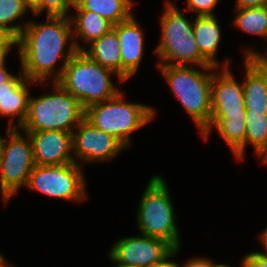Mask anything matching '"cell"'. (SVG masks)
Masks as SVG:
<instances>
[{
    "mask_svg": "<svg viewBox=\"0 0 267 267\" xmlns=\"http://www.w3.org/2000/svg\"><path fill=\"white\" fill-rule=\"evenodd\" d=\"M70 20L75 46L78 51H83L86 47L79 44L80 42L77 40L80 39L82 43L89 45L113 28V24L107 19L87 10H76V14L73 17L71 16Z\"/></svg>",
    "mask_w": 267,
    "mask_h": 267,
    "instance_id": "cell-19",
    "label": "cell"
},
{
    "mask_svg": "<svg viewBox=\"0 0 267 267\" xmlns=\"http://www.w3.org/2000/svg\"><path fill=\"white\" fill-rule=\"evenodd\" d=\"M157 67L170 85L171 94L178 98L201 133L210 123L211 81L215 69L219 68L202 66L201 71L191 65L160 64Z\"/></svg>",
    "mask_w": 267,
    "mask_h": 267,
    "instance_id": "cell-2",
    "label": "cell"
},
{
    "mask_svg": "<svg viewBox=\"0 0 267 267\" xmlns=\"http://www.w3.org/2000/svg\"><path fill=\"white\" fill-rule=\"evenodd\" d=\"M253 50V49H246L243 53L245 56L244 58H256L257 60L267 63V55L259 53L260 51ZM267 53V52H266Z\"/></svg>",
    "mask_w": 267,
    "mask_h": 267,
    "instance_id": "cell-34",
    "label": "cell"
},
{
    "mask_svg": "<svg viewBox=\"0 0 267 267\" xmlns=\"http://www.w3.org/2000/svg\"><path fill=\"white\" fill-rule=\"evenodd\" d=\"M193 32L200 54L213 66L220 68L217 52L222 33L215 16H196Z\"/></svg>",
    "mask_w": 267,
    "mask_h": 267,
    "instance_id": "cell-18",
    "label": "cell"
},
{
    "mask_svg": "<svg viewBox=\"0 0 267 267\" xmlns=\"http://www.w3.org/2000/svg\"><path fill=\"white\" fill-rule=\"evenodd\" d=\"M229 60L224 61L221 72H216L211 81V115H229L246 113L243 94V82L238 83L232 71Z\"/></svg>",
    "mask_w": 267,
    "mask_h": 267,
    "instance_id": "cell-13",
    "label": "cell"
},
{
    "mask_svg": "<svg viewBox=\"0 0 267 267\" xmlns=\"http://www.w3.org/2000/svg\"><path fill=\"white\" fill-rule=\"evenodd\" d=\"M14 75L9 73L7 67H0V86L9 81Z\"/></svg>",
    "mask_w": 267,
    "mask_h": 267,
    "instance_id": "cell-35",
    "label": "cell"
},
{
    "mask_svg": "<svg viewBox=\"0 0 267 267\" xmlns=\"http://www.w3.org/2000/svg\"><path fill=\"white\" fill-rule=\"evenodd\" d=\"M139 24L132 15L129 19L113 25L120 43L124 82L137 73L144 55V37Z\"/></svg>",
    "mask_w": 267,
    "mask_h": 267,
    "instance_id": "cell-14",
    "label": "cell"
},
{
    "mask_svg": "<svg viewBox=\"0 0 267 267\" xmlns=\"http://www.w3.org/2000/svg\"><path fill=\"white\" fill-rule=\"evenodd\" d=\"M115 267H130V266H125V265H122V264H116Z\"/></svg>",
    "mask_w": 267,
    "mask_h": 267,
    "instance_id": "cell-39",
    "label": "cell"
},
{
    "mask_svg": "<svg viewBox=\"0 0 267 267\" xmlns=\"http://www.w3.org/2000/svg\"><path fill=\"white\" fill-rule=\"evenodd\" d=\"M18 130L7 128V139L0 135V192L5 204L26 187L35 166L30 137Z\"/></svg>",
    "mask_w": 267,
    "mask_h": 267,
    "instance_id": "cell-8",
    "label": "cell"
},
{
    "mask_svg": "<svg viewBox=\"0 0 267 267\" xmlns=\"http://www.w3.org/2000/svg\"><path fill=\"white\" fill-rule=\"evenodd\" d=\"M220 0H186L188 9L195 12L196 16H214L213 10Z\"/></svg>",
    "mask_w": 267,
    "mask_h": 267,
    "instance_id": "cell-26",
    "label": "cell"
},
{
    "mask_svg": "<svg viewBox=\"0 0 267 267\" xmlns=\"http://www.w3.org/2000/svg\"><path fill=\"white\" fill-rule=\"evenodd\" d=\"M133 5V0H74L73 8L95 12L115 25L133 15Z\"/></svg>",
    "mask_w": 267,
    "mask_h": 267,
    "instance_id": "cell-21",
    "label": "cell"
},
{
    "mask_svg": "<svg viewBox=\"0 0 267 267\" xmlns=\"http://www.w3.org/2000/svg\"><path fill=\"white\" fill-rule=\"evenodd\" d=\"M0 267H16L9 263L7 259L4 258L3 254L0 252Z\"/></svg>",
    "mask_w": 267,
    "mask_h": 267,
    "instance_id": "cell-37",
    "label": "cell"
},
{
    "mask_svg": "<svg viewBox=\"0 0 267 267\" xmlns=\"http://www.w3.org/2000/svg\"><path fill=\"white\" fill-rule=\"evenodd\" d=\"M25 0H0V25L19 37L28 23L21 24L17 19L24 17L28 11ZM23 25V26H22Z\"/></svg>",
    "mask_w": 267,
    "mask_h": 267,
    "instance_id": "cell-24",
    "label": "cell"
},
{
    "mask_svg": "<svg viewBox=\"0 0 267 267\" xmlns=\"http://www.w3.org/2000/svg\"><path fill=\"white\" fill-rule=\"evenodd\" d=\"M74 0H43V11L47 16L67 17Z\"/></svg>",
    "mask_w": 267,
    "mask_h": 267,
    "instance_id": "cell-25",
    "label": "cell"
},
{
    "mask_svg": "<svg viewBox=\"0 0 267 267\" xmlns=\"http://www.w3.org/2000/svg\"><path fill=\"white\" fill-rule=\"evenodd\" d=\"M174 247L167 241L144 234L123 237L116 241L110 251L109 259L117 264L130 267H149L162 260Z\"/></svg>",
    "mask_w": 267,
    "mask_h": 267,
    "instance_id": "cell-11",
    "label": "cell"
},
{
    "mask_svg": "<svg viewBox=\"0 0 267 267\" xmlns=\"http://www.w3.org/2000/svg\"><path fill=\"white\" fill-rule=\"evenodd\" d=\"M114 75L120 83L124 82L115 72L92 61L83 51H78L68 61L56 83L78 99L85 110L121 91L111 81Z\"/></svg>",
    "mask_w": 267,
    "mask_h": 267,
    "instance_id": "cell-3",
    "label": "cell"
},
{
    "mask_svg": "<svg viewBox=\"0 0 267 267\" xmlns=\"http://www.w3.org/2000/svg\"><path fill=\"white\" fill-rule=\"evenodd\" d=\"M26 133L32 143L35 165L50 166L74 162L72 133L51 130Z\"/></svg>",
    "mask_w": 267,
    "mask_h": 267,
    "instance_id": "cell-12",
    "label": "cell"
},
{
    "mask_svg": "<svg viewBox=\"0 0 267 267\" xmlns=\"http://www.w3.org/2000/svg\"><path fill=\"white\" fill-rule=\"evenodd\" d=\"M212 128L216 129L238 161L245 158L246 113L211 115L209 125L200 133L204 140L208 139Z\"/></svg>",
    "mask_w": 267,
    "mask_h": 267,
    "instance_id": "cell-16",
    "label": "cell"
},
{
    "mask_svg": "<svg viewBox=\"0 0 267 267\" xmlns=\"http://www.w3.org/2000/svg\"><path fill=\"white\" fill-rule=\"evenodd\" d=\"M138 204L136 222L140 233L163 239L174 248H180L175 208L162 175H154L149 180Z\"/></svg>",
    "mask_w": 267,
    "mask_h": 267,
    "instance_id": "cell-6",
    "label": "cell"
},
{
    "mask_svg": "<svg viewBox=\"0 0 267 267\" xmlns=\"http://www.w3.org/2000/svg\"><path fill=\"white\" fill-rule=\"evenodd\" d=\"M248 144L267 164V113L246 112V147Z\"/></svg>",
    "mask_w": 267,
    "mask_h": 267,
    "instance_id": "cell-23",
    "label": "cell"
},
{
    "mask_svg": "<svg viewBox=\"0 0 267 267\" xmlns=\"http://www.w3.org/2000/svg\"><path fill=\"white\" fill-rule=\"evenodd\" d=\"M122 90L106 101L85 109L84 118L94 127L113 135L126 148L131 146V134L148 125L155 117V108L143 103L126 102Z\"/></svg>",
    "mask_w": 267,
    "mask_h": 267,
    "instance_id": "cell-7",
    "label": "cell"
},
{
    "mask_svg": "<svg viewBox=\"0 0 267 267\" xmlns=\"http://www.w3.org/2000/svg\"><path fill=\"white\" fill-rule=\"evenodd\" d=\"M267 6V0H236L235 8H250Z\"/></svg>",
    "mask_w": 267,
    "mask_h": 267,
    "instance_id": "cell-31",
    "label": "cell"
},
{
    "mask_svg": "<svg viewBox=\"0 0 267 267\" xmlns=\"http://www.w3.org/2000/svg\"><path fill=\"white\" fill-rule=\"evenodd\" d=\"M243 94L246 112L267 113V63L244 58Z\"/></svg>",
    "mask_w": 267,
    "mask_h": 267,
    "instance_id": "cell-17",
    "label": "cell"
},
{
    "mask_svg": "<svg viewBox=\"0 0 267 267\" xmlns=\"http://www.w3.org/2000/svg\"><path fill=\"white\" fill-rule=\"evenodd\" d=\"M14 37L9 30L0 25V47L7 45Z\"/></svg>",
    "mask_w": 267,
    "mask_h": 267,
    "instance_id": "cell-33",
    "label": "cell"
},
{
    "mask_svg": "<svg viewBox=\"0 0 267 267\" xmlns=\"http://www.w3.org/2000/svg\"><path fill=\"white\" fill-rule=\"evenodd\" d=\"M218 264L214 263L210 258L206 257H195L192 259H188L183 265H179V267H216Z\"/></svg>",
    "mask_w": 267,
    "mask_h": 267,
    "instance_id": "cell-28",
    "label": "cell"
},
{
    "mask_svg": "<svg viewBox=\"0 0 267 267\" xmlns=\"http://www.w3.org/2000/svg\"><path fill=\"white\" fill-rule=\"evenodd\" d=\"M46 17L43 23L27 22L19 36L20 70L26 78L40 85L50 78L51 82H56L68 61L78 52L70 16ZM60 61L62 65L56 69Z\"/></svg>",
    "mask_w": 267,
    "mask_h": 267,
    "instance_id": "cell-1",
    "label": "cell"
},
{
    "mask_svg": "<svg viewBox=\"0 0 267 267\" xmlns=\"http://www.w3.org/2000/svg\"><path fill=\"white\" fill-rule=\"evenodd\" d=\"M83 52L94 62L112 70L122 79L120 43L117 32L112 28L108 33L89 44Z\"/></svg>",
    "mask_w": 267,
    "mask_h": 267,
    "instance_id": "cell-20",
    "label": "cell"
},
{
    "mask_svg": "<svg viewBox=\"0 0 267 267\" xmlns=\"http://www.w3.org/2000/svg\"><path fill=\"white\" fill-rule=\"evenodd\" d=\"M54 92L29 97L28 112L19 128L23 132L65 131L72 133L84 119L85 110L78 99L53 82Z\"/></svg>",
    "mask_w": 267,
    "mask_h": 267,
    "instance_id": "cell-5",
    "label": "cell"
},
{
    "mask_svg": "<svg viewBox=\"0 0 267 267\" xmlns=\"http://www.w3.org/2000/svg\"><path fill=\"white\" fill-rule=\"evenodd\" d=\"M26 188L73 202H83L88 197L82 166L75 162L50 166L35 165Z\"/></svg>",
    "mask_w": 267,
    "mask_h": 267,
    "instance_id": "cell-9",
    "label": "cell"
},
{
    "mask_svg": "<svg viewBox=\"0 0 267 267\" xmlns=\"http://www.w3.org/2000/svg\"><path fill=\"white\" fill-rule=\"evenodd\" d=\"M25 2L33 16L41 15V13H43V0H25Z\"/></svg>",
    "mask_w": 267,
    "mask_h": 267,
    "instance_id": "cell-32",
    "label": "cell"
},
{
    "mask_svg": "<svg viewBox=\"0 0 267 267\" xmlns=\"http://www.w3.org/2000/svg\"><path fill=\"white\" fill-rule=\"evenodd\" d=\"M160 17L161 36L154 50L159 61L156 65L212 66L199 52L189 21L172 1L165 2Z\"/></svg>",
    "mask_w": 267,
    "mask_h": 267,
    "instance_id": "cell-4",
    "label": "cell"
},
{
    "mask_svg": "<svg viewBox=\"0 0 267 267\" xmlns=\"http://www.w3.org/2000/svg\"><path fill=\"white\" fill-rule=\"evenodd\" d=\"M260 240L262 242L264 252L259 253L267 256V227L263 230V232H261Z\"/></svg>",
    "mask_w": 267,
    "mask_h": 267,
    "instance_id": "cell-36",
    "label": "cell"
},
{
    "mask_svg": "<svg viewBox=\"0 0 267 267\" xmlns=\"http://www.w3.org/2000/svg\"><path fill=\"white\" fill-rule=\"evenodd\" d=\"M13 45H17L19 52V37H14L7 45L0 47V67L6 66V58L12 50Z\"/></svg>",
    "mask_w": 267,
    "mask_h": 267,
    "instance_id": "cell-29",
    "label": "cell"
},
{
    "mask_svg": "<svg viewBox=\"0 0 267 267\" xmlns=\"http://www.w3.org/2000/svg\"><path fill=\"white\" fill-rule=\"evenodd\" d=\"M241 267H267V256L257 251L246 254L241 261Z\"/></svg>",
    "mask_w": 267,
    "mask_h": 267,
    "instance_id": "cell-27",
    "label": "cell"
},
{
    "mask_svg": "<svg viewBox=\"0 0 267 267\" xmlns=\"http://www.w3.org/2000/svg\"><path fill=\"white\" fill-rule=\"evenodd\" d=\"M235 11L234 27L247 34L264 37L267 42V6L235 8Z\"/></svg>",
    "mask_w": 267,
    "mask_h": 267,
    "instance_id": "cell-22",
    "label": "cell"
},
{
    "mask_svg": "<svg viewBox=\"0 0 267 267\" xmlns=\"http://www.w3.org/2000/svg\"><path fill=\"white\" fill-rule=\"evenodd\" d=\"M181 248H174L167 256L162 260L152 264L149 267H179V263L172 261L171 258L175 256Z\"/></svg>",
    "mask_w": 267,
    "mask_h": 267,
    "instance_id": "cell-30",
    "label": "cell"
},
{
    "mask_svg": "<svg viewBox=\"0 0 267 267\" xmlns=\"http://www.w3.org/2000/svg\"><path fill=\"white\" fill-rule=\"evenodd\" d=\"M72 136L74 162L80 166L83 165L81 162L111 161L127 149L113 135L94 127L85 118L74 129Z\"/></svg>",
    "mask_w": 267,
    "mask_h": 267,
    "instance_id": "cell-10",
    "label": "cell"
},
{
    "mask_svg": "<svg viewBox=\"0 0 267 267\" xmlns=\"http://www.w3.org/2000/svg\"><path fill=\"white\" fill-rule=\"evenodd\" d=\"M216 267H230L229 264L219 263Z\"/></svg>",
    "mask_w": 267,
    "mask_h": 267,
    "instance_id": "cell-38",
    "label": "cell"
},
{
    "mask_svg": "<svg viewBox=\"0 0 267 267\" xmlns=\"http://www.w3.org/2000/svg\"><path fill=\"white\" fill-rule=\"evenodd\" d=\"M37 82L25 77L21 70L18 75H14L9 81L0 86V116L10 117L9 127L20 128L23 124L27 112L30 97L28 85ZM18 118L17 124L13 123L14 118Z\"/></svg>",
    "mask_w": 267,
    "mask_h": 267,
    "instance_id": "cell-15",
    "label": "cell"
}]
</instances>
